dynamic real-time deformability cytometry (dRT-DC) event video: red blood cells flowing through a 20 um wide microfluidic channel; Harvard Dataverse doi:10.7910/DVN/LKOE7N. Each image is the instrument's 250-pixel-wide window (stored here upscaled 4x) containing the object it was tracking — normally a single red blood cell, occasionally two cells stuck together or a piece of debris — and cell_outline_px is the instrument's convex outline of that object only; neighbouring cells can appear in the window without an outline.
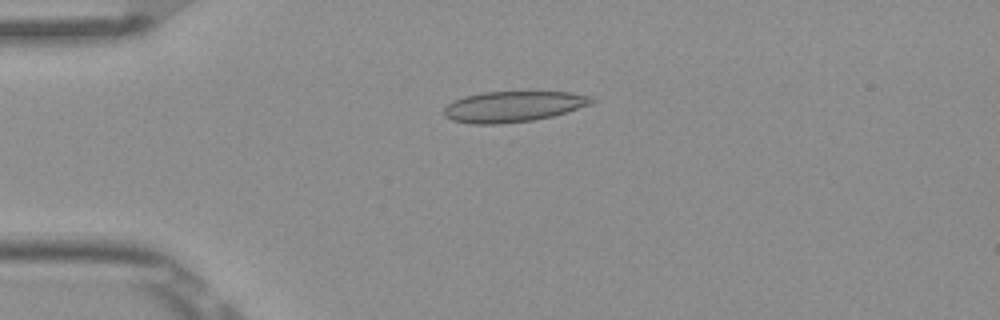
{"species": "Egyptian fruit bat (a non-hibernating species)", "species_latin": "Rousettus aegyptiacus", "temperature_condition": "room temperature", "stored_images_in_passage": 3, "camera_frame_rate_fps": 3000, "um_per_image_px": 0.085, "frame": {"image": 1, "passage_image": 3, "time_ms": 0.667, "image_size_px": [1000, 320], "cell_outline_px": [[596, 100], [592, 104], [552, 116], [532, 120], [500, 124], [472, 124], [452, 120], [444, 116], [444, 108], [448, 104], [464, 96], [484, 92], [568, 92], [592, 96]], "centroid_in_image_um": [43.63, 9.06], "position_along_channel_um": 41.4, "area_um2": 26.36}}